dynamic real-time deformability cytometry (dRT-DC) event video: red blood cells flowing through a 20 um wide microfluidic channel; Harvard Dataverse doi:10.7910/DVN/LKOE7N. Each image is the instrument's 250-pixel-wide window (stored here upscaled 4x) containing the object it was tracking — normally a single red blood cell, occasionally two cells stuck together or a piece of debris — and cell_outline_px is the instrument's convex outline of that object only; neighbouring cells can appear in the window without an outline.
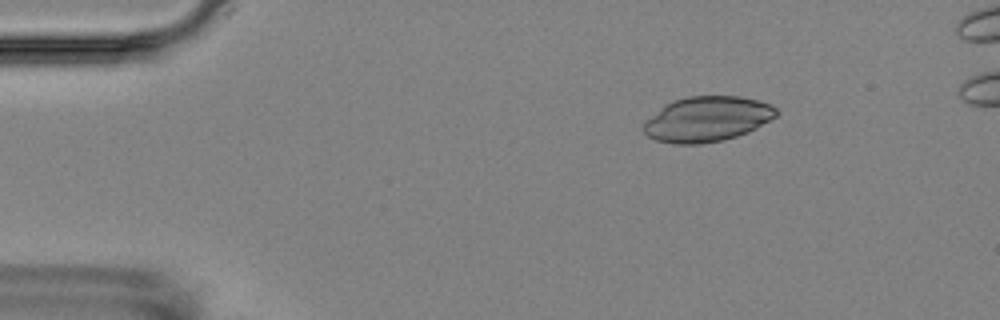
{"species": "Egyptian fruit bat (a non-hibernating species)", "species_latin": "Rousettus aegyptiacus", "temperature_condition": "room temperature", "stored_images_in_passage": 4, "camera_frame_rate_fps": 3000, "um_per_image_px": 0.085, "animal": {"sex": "female"}, "frame": {"image": 1, "passage_image": 1, "time_ms": 0.0, "image_size_px": [1000, 320], "cell_outline_px": [[780, 112], [776, 116], [756, 128], [748, 132], [736, 136], [720, 140], [700, 144], [672, 144], [656, 140], [648, 136], [644, 132], [644, 120], [664, 104], [672, 100], [688, 96], [740, 96], [756, 100], [768, 104], [776, 108]], "centroid_in_image_um": [60.07, 10.11], "position_along_channel_um": 24.9, "area_um2": 34.97}}